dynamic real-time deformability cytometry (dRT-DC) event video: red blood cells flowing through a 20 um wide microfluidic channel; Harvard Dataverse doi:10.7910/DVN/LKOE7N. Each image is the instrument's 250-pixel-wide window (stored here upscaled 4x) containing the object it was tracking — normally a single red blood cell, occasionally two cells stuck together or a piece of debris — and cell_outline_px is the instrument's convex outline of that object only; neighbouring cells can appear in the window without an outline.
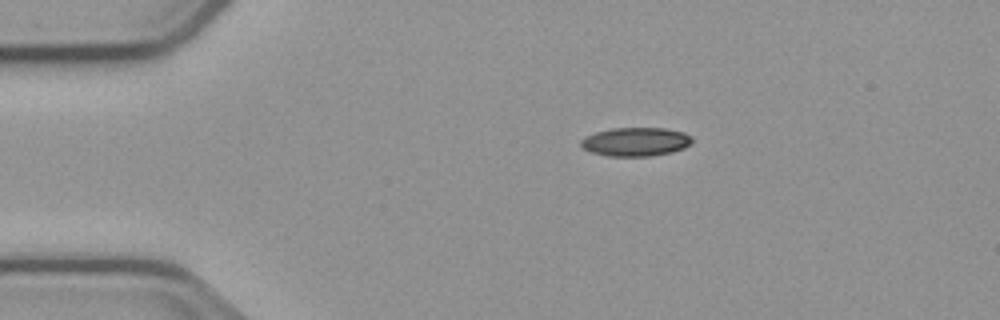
{"species": "common noctule bat (a hibernating species)", "species_latin": "Nyctalus noctula", "temperature_condition": "cold", "stored_images_in_passage": 4, "camera_frame_rate_fps": 3000, "um_per_image_px": 0.085, "animal": {"sex": "male", "body_mass_g": 23.1, "forearm_length_mm": 52.7}, "frame": {"image": 1, "passage_image": 1, "time_ms": 0.0, "image_size_px": [1000, 320], "cell_outline_px": [[692, 140], [684, 148], [672, 152], [652, 156], [608, 156], [592, 152], [580, 148], [580, 140], [584, 136], [596, 132], [612, 128], [664, 128], [684, 132], [692, 136]], "centroid_in_image_um": [54.0, 12.05], "position_along_channel_um": 31.0, "area_um2": 18.73}}
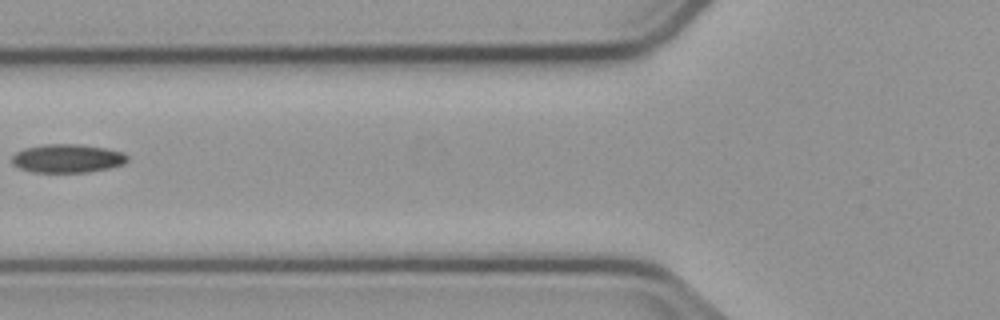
{"frame": {"image": 2, "passage_image": 4, "time_ms": 3.667, "image_size_px": [1000, 320], "cell_outline_px": [[128, 160], [124, 164], [108, 168], [84, 172], [32, 172], [20, 168], [12, 164], [12, 156], [16, 152], [24, 148], [44, 144], [80, 144], [104, 148], [124, 152], [128, 156]], "centroid_in_image_um": [5.72, 13.46], "position_along_channel_um": 120.1, "area_um2": 19.19}}